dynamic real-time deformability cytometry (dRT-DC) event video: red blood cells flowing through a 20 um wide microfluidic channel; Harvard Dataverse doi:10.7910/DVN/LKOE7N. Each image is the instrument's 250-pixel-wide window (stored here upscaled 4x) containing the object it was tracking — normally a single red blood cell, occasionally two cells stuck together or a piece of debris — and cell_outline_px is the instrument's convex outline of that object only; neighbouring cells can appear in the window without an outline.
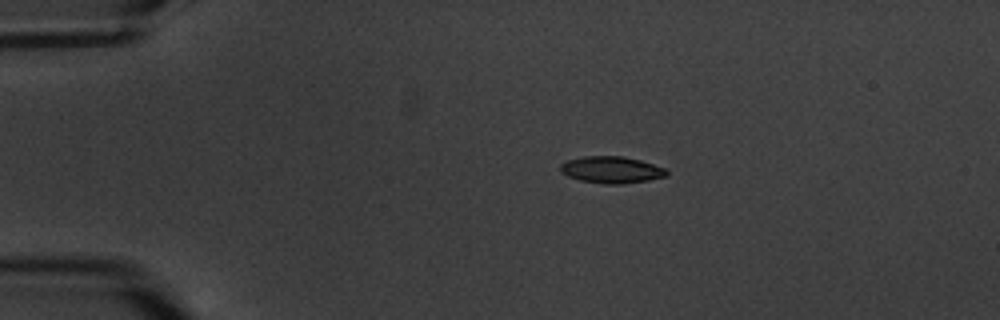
{"species": "common noctule bat (a hibernating species)", "species_latin": "Nyctalus noctula", "temperature_condition": "warm", "stored_images_in_passage": 3, "segment_of_instrument_passage": [1, 2], "camera_frame_rate_fps": 3000, "um_per_image_px": 0.085, "animal": {"sex": "male", "body_mass_g": 20.1, "forearm_length_mm": 53.5}, "frame": {"image": 1, "passage_image": 1, "time_ms": 0.0, "image_size_px": [1000, 320], "cell_outline_px": [[668, 176], [648, 180], [624, 184], [604, 184], [580, 180], [568, 176], [560, 172], [560, 164], [568, 160], [584, 156], [624, 156], [640, 160], [664, 168], [668, 172]], "centroid_in_image_um": [51.97, 14.43], "position_along_channel_um": 33.0, "area_um2": 16.59}}